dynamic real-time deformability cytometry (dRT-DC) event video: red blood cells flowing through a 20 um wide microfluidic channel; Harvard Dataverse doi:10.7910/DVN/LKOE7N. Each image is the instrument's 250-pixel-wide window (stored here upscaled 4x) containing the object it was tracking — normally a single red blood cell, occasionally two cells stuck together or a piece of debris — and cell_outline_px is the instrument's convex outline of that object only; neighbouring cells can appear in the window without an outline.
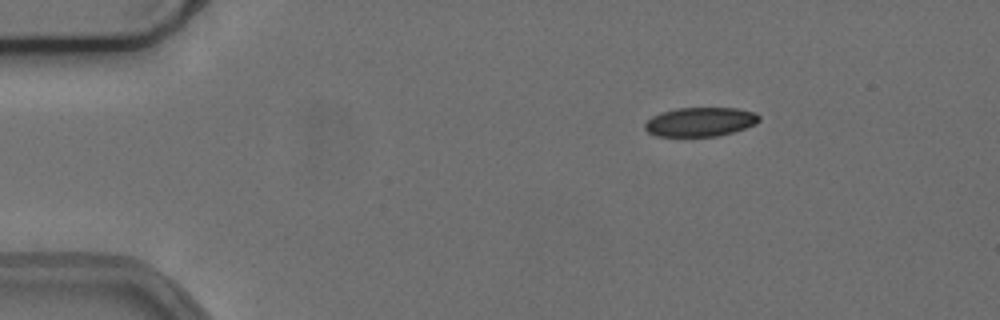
{"species": "common noctule bat (a hibernating species)", "species_latin": "Nyctalus noctula", "temperature_condition": "cold", "stored_images_in_passage": 2, "camera_frame_rate_fps": 3000, "um_per_image_px": 0.085, "animal": {"sex": "female", "body_mass_g": 24.6, "forearm_length_mm": 56.2}, "frame": {"image": 1, "passage_image": 1, "time_ms": 0.0, "image_size_px": [1000, 320], "cell_outline_px": [[760, 120], [756, 124], [732, 132], [716, 136], [656, 136], [648, 132], [644, 128], [644, 124], [652, 116], [660, 112], [676, 108], [736, 108], [756, 112], [760, 116]], "centroid_in_image_um": [59.52, 10.35], "position_along_channel_um": 25.5, "area_um2": 19.42}}